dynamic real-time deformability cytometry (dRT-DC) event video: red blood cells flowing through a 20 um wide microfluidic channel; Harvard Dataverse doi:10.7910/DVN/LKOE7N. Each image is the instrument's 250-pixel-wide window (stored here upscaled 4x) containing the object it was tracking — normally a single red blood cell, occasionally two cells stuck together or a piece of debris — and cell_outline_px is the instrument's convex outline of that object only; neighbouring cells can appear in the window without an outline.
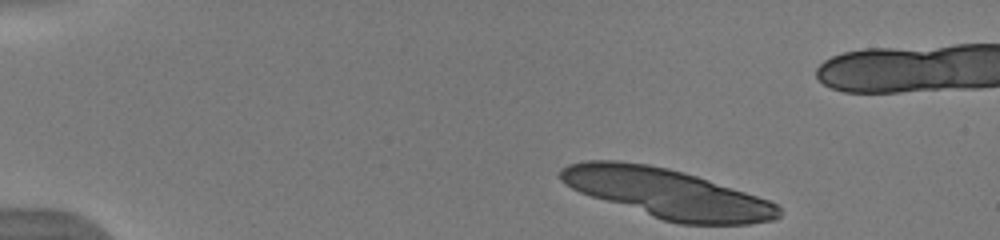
{"species": "human", "species_latin": "Homo sapiens", "temperature_condition": "warm", "stored_images_in_passage": 11, "camera_frame_rate_fps": 3000, "um_per_image_px": 0.085, "donor": {"sex": "male"}, "frame": {"image": 1, "passage_image": 1, "time_ms": 0.0, "image_size_px": [1000, 240], "cell_outline_px": [[780, 216], [772, 220], [748, 224], [680, 224], [664, 220], [580, 192], [564, 184], [560, 180], [560, 168], [568, 164], [584, 160], [616, 160], [648, 164], [668, 168], [684, 172], [768, 200], [776, 204], [780, 208]], "centroid_in_image_um": [56.67, 16.42], "position_along_channel_um": 28.3, "area_um2": 61.9}}